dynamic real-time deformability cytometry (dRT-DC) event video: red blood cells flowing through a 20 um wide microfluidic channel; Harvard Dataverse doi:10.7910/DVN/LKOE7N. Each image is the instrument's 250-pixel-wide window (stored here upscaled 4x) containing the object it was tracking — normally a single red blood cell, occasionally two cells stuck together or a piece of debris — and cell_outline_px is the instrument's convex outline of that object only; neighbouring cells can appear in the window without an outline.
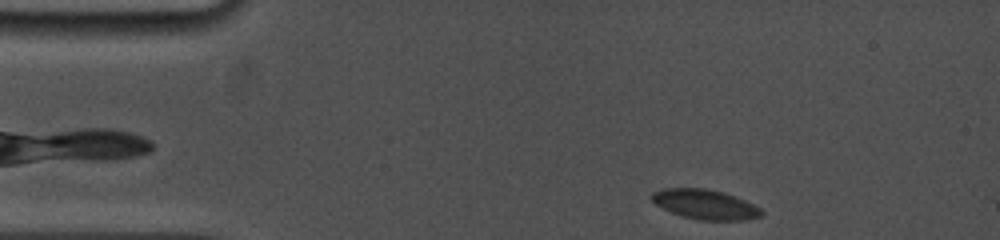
{"species": "common noctule bat (a hibernating species)", "species_latin": "Nyctalus noctula", "temperature_condition": "cold", "stored_images_in_passage": 3, "camera_frame_rate_fps": 5000, "um_per_image_px": 0.085, "animal": {"sex": "female", "body_mass_g": 19.0, "forearm_length_mm": 53.3}, "frame": {"image": 1, "passage_image": 1, "time_ms": 0.0, "image_size_px": [1000, 240], "cell_outline_px": [[764, 212], [760, 216], [744, 220], [700, 220], [684, 216], [672, 212], [656, 204], [652, 200], [652, 192], [664, 188], [704, 188], [724, 192], [744, 200], [760, 208]], "centroid_in_image_um": [59.94, 17.36], "position_along_channel_um": 25.1, "area_um2": 18.73}}